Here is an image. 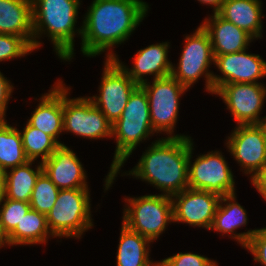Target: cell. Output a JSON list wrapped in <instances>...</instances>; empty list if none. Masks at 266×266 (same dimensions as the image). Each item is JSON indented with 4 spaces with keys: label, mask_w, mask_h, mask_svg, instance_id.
Instances as JSON below:
<instances>
[{
    "label": "cell",
    "mask_w": 266,
    "mask_h": 266,
    "mask_svg": "<svg viewBox=\"0 0 266 266\" xmlns=\"http://www.w3.org/2000/svg\"><path fill=\"white\" fill-rule=\"evenodd\" d=\"M120 234L117 266H151L154 263L149 260V239L132 231L123 223Z\"/></svg>",
    "instance_id": "23"
},
{
    "label": "cell",
    "mask_w": 266,
    "mask_h": 266,
    "mask_svg": "<svg viewBox=\"0 0 266 266\" xmlns=\"http://www.w3.org/2000/svg\"><path fill=\"white\" fill-rule=\"evenodd\" d=\"M144 88L150 109V118L154 132L170 134L169 138H183L185 135H173L179 110V97L188 89L171 75L153 79L141 84Z\"/></svg>",
    "instance_id": "7"
},
{
    "label": "cell",
    "mask_w": 266,
    "mask_h": 266,
    "mask_svg": "<svg viewBox=\"0 0 266 266\" xmlns=\"http://www.w3.org/2000/svg\"><path fill=\"white\" fill-rule=\"evenodd\" d=\"M154 134L150 118L148 98L144 88L138 85L131 95L121 117L112 124V137L116 138L114 160L106 176L105 190L109 189L119 169L136 149V146Z\"/></svg>",
    "instance_id": "4"
},
{
    "label": "cell",
    "mask_w": 266,
    "mask_h": 266,
    "mask_svg": "<svg viewBox=\"0 0 266 266\" xmlns=\"http://www.w3.org/2000/svg\"><path fill=\"white\" fill-rule=\"evenodd\" d=\"M173 222L211 228L221 196L205 190L186 188L171 197Z\"/></svg>",
    "instance_id": "13"
},
{
    "label": "cell",
    "mask_w": 266,
    "mask_h": 266,
    "mask_svg": "<svg viewBox=\"0 0 266 266\" xmlns=\"http://www.w3.org/2000/svg\"><path fill=\"white\" fill-rule=\"evenodd\" d=\"M59 188L42 172L36 180L30 198L31 209L47 215L54 206L59 194Z\"/></svg>",
    "instance_id": "28"
},
{
    "label": "cell",
    "mask_w": 266,
    "mask_h": 266,
    "mask_svg": "<svg viewBox=\"0 0 266 266\" xmlns=\"http://www.w3.org/2000/svg\"><path fill=\"white\" fill-rule=\"evenodd\" d=\"M203 4H209L214 8V13H218L222 7L224 0H198Z\"/></svg>",
    "instance_id": "36"
},
{
    "label": "cell",
    "mask_w": 266,
    "mask_h": 266,
    "mask_svg": "<svg viewBox=\"0 0 266 266\" xmlns=\"http://www.w3.org/2000/svg\"><path fill=\"white\" fill-rule=\"evenodd\" d=\"M63 82L57 81L49 93L42 95L39 105L33 111L28 124L42 132L52 136L58 141L63 131Z\"/></svg>",
    "instance_id": "19"
},
{
    "label": "cell",
    "mask_w": 266,
    "mask_h": 266,
    "mask_svg": "<svg viewBox=\"0 0 266 266\" xmlns=\"http://www.w3.org/2000/svg\"><path fill=\"white\" fill-rule=\"evenodd\" d=\"M50 235L46 215L30 209L7 237L10 245H31L46 243Z\"/></svg>",
    "instance_id": "25"
},
{
    "label": "cell",
    "mask_w": 266,
    "mask_h": 266,
    "mask_svg": "<svg viewBox=\"0 0 266 266\" xmlns=\"http://www.w3.org/2000/svg\"><path fill=\"white\" fill-rule=\"evenodd\" d=\"M32 162L11 168L6 171L5 198L29 202L33 188L39 175L43 172L42 163L36 170L32 169Z\"/></svg>",
    "instance_id": "24"
},
{
    "label": "cell",
    "mask_w": 266,
    "mask_h": 266,
    "mask_svg": "<svg viewBox=\"0 0 266 266\" xmlns=\"http://www.w3.org/2000/svg\"><path fill=\"white\" fill-rule=\"evenodd\" d=\"M193 146L190 148L188 159V187L196 190H205L225 196L235 193L233 174L219 152H209L200 155L191 164Z\"/></svg>",
    "instance_id": "11"
},
{
    "label": "cell",
    "mask_w": 266,
    "mask_h": 266,
    "mask_svg": "<svg viewBox=\"0 0 266 266\" xmlns=\"http://www.w3.org/2000/svg\"><path fill=\"white\" fill-rule=\"evenodd\" d=\"M88 188L59 190L57 200L46 215L52 237H78L93 226Z\"/></svg>",
    "instance_id": "5"
},
{
    "label": "cell",
    "mask_w": 266,
    "mask_h": 266,
    "mask_svg": "<svg viewBox=\"0 0 266 266\" xmlns=\"http://www.w3.org/2000/svg\"><path fill=\"white\" fill-rule=\"evenodd\" d=\"M137 86L115 59H106L99 96L88 98L113 124L121 117L129 96Z\"/></svg>",
    "instance_id": "9"
},
{
    "label": "cell",
    "mask_w": 266,
    "mask_h": 266,
    "mask_svg": "<svg viewBox=\"0 0 266 266\" xmlns=\"http://www.w3.org/2000/svg\"><path fill=\"white\" fill-rule=\"evenodd\" d=\"M168 42L149 45L144 49H140L135 54L134 65L132 69H128L120 63L117 55L111 50L106 59H115L138 85L146 82L145 75H154L153 79L164 78L171 74L173 64L167 59L168 57Z\"/></svg>",
    "instance_id": "17"
},
{
    "label": "cell",
    "mask_w": 266,
    "mask_h": 266,
    "mask_svg": "<svg viewBox=\"0 0 266 266\" xmlns=\"http://www.w3.org/2000/svg\"><path fill=\"white\" fill-rule=\"evenodd\" d=\"M251 179L253 186H255L261 196L266 200V164Z\"/></svg>",
    "instance_id": "34"
},
{
    "label": "cell",
    "mask_w": 266,
    "mask_h": 266,
    "mask_svg": "<svg viewBox=\"0 0 266 266\" xmlns=\"http://www.w3.org/2000/svg\"><path fill=\"white\" fill-rule=\"evenodd\" d=\"M142 0H94L89 7L81 35V51L96 56L128 39L148 11Z\"/></svg>",
    "instance_id": "1"
},
{
    "label": "cell",
    "mask_w": 266,
    "mask_h": 266,
    "mask_svg": "<svg viewBox=\"0 0 266 266\" xmlns=\"http://www.w3.org/2000/svg\"><path fill=\"white\" fill-rule=\"evenodd\" d=\"M9 246V241H8V237L7 235L4 233L3 229H2V226L0 224V247H3V245H6V244Z\"/></svg>",
    "instance_id": "37"
},
{
    "label": "cell",
    "mask_w": 266,
    "mask_h": 266,
    "mask_svg": "<svg viewBox=\"0 0 266 266\" xmlns=\"http://www.w3.org/2000/svg\"><path fill=\"white\" fill-rule=\"evenodd\" d=\"M214 94L219 95L237 125L257 124L266 98L262 83H230L222 85Z\"/></svg>",
    "instance_id": "12"
},
{
    "label": "cell",
    "mask_w": 266,
    "mask_h": 266,
    "mask_svg": "<svg viewBox=\"0 0 266 266\" xmlns=\"http://www.w3.org/2000/svg\"><path fill=\"white\" fill-rule=\"evenodd\" d=\"M3 202V204H2ZM0 205V224L4 233L8 236L17 224H20L23 216L31 209L29 202H22L4 198Z\"/></svg>",
    "instance_id": "29"
},
{
    "label": "cell",
    "mask_w": 266,
    "mask_h": 266,
    "mask_svg": "<svg viewBox=\"0 0 266 266\" xmlns=\"http://www.w3.org/2000/svg\"><path fill=\"white\" fill-rule=\"evenodd\" d=\"M185 47L179 59L178 67L172 66L171 76L187 89L194 84L201 75L206 78V91L214 94L212 72L209 65L214 62L212 45L208 33L200 25L193 35L186 36Z\"/></svg>",
    "instance_id": "8"
},
{
    "label": "cell",
    "mask_w": 266,
    "mask_h": 266,
    "mask_svg": "<svg viewBox=\"0 0 266 266\" xmlns=\"http://www.w3.org/2000/svg\"><path fill=\"white\" fill-rule=\"evenodd\" d=\"M254 256V261L266 266V227L257 229L245 247Z\"/></svg>",
    "instance_id": "32"
},
{
    "label": "cell",
    "mask_w": 266,
    "mask_h": 266,
    "mask_svg": "<svg viewBox=\"0 0 266 266\" xmlns=\"http://www.w3.org/2000/svg\"><path fill=\"white\" fill-rule=\"evenodd\" d=\"M0 34L18 35L33 47L31 0H0Z\"/></svg>",
    "instance_id": "20"
},
{
    "label": "cell",
    "mask_w": 266,
    "mask_h": 266,
    "mask_svg": "<svg viewBox=\"0 0 266 266\" xmlns=\"http://www.w3.org/2000/svg\"><path fill=\"white\" fill-rule=\"evenodd\" d=\"M63 84V131L88 139L112 137V124L88 97L69 99ZM67 88V89H66Z\"/></svg>",
    "instance_id": "10"
},
{
    "label": "cell",
    "mask_w": 266,
    "mask_h": 266,
    "mask_svg": "<svg viewBox=\"0 0 266 266\" xmlns=\"http://www.w3.org/2000/svg\"><path fill=\"white\" fill-rule=\"evenodd\" d=\"M258 127L261 129L264 138L266 140V116L264 117V119H260V121L257 123Z\"/></svg>",
    "instance_id": "38"
},
{
    "label": "cell",
    "mask_w": 266,
    "mask_h": 266,
    "mask_svg": "<svg viewBox=\"0 0 266 266\" xmlns=\"http://www.w3.org/2000/svg\"><path fill=\"white\" fill-rule=\"evenodd\" d=\"M22 144L27 158L37 160L41 156V163L47 160L60 144L50 135L30 126L28 123L23 128Z\"/></svg>",
    "instance_id": "27"
},
{
    "label": "cell",
    "mask_w": 266,
    "mask_h": 266,
    "mask_svg": "<svg viewBox=\"0 0 266 266\" xmlns=\"http://www.w3.org/2000/svg\"><path fill=\"white\" fill-rule=\"evenodd\" d=\"M216 65L222 76L212 75L214 93L224 84L258 83L266 76V61L259 55L246 53V49L236 53L214 55Z\"/></svg>",
    "instance_id": "14"
},
{
    "label": "cell",
    "mask_w": 266,
    "mask_h": 266,
    "mask_svg": "<svg viewBox=\"0 0 266 266\" xmlns=\"http://www.w3.org/2000/svg\"><path fill=\"white\" fill-rule=\"evenodd\" d=\"M151 266H162V264H161V261H160V262L153 263Z\"/></svg>",
    "instance_id": "39"
},
{
    "label": "cell",
    "mask_w": 266,
    "mask_h": 266,
    "mask_svg": "<svg viewBox=\"0 0 266 266\" xmlns=\"http://www.w3.org/2000/svg\"><path fill=\"white\" fill-rule=\"evenodd\" d=\"M244 173L255 175L266 164V140L257 124L237 125L226 143Z\"/></svg>",
    "instance_id": "15"
},
{
    "label": "cell",
    "mask_w": 266,
    "mask_h": 266,
    "mask_svg": "<svg viewBox=\"0 0 266 266\" xmlns=\"http://www.w3.org/2000/svg\"><path fill=\"white\" fill-rule=\"evenodd\" d=\"M13 92V86L0 72V119H5L6 107Z\"/></svg>",
    "instance_id": "33"
},
{
    "label": "cell",
    "mask_w": 266,
    "mask_h": 266,
    "mask_svg": "<svg viewBox=\"0 0 266 266\" xmlns=\"http://www.w3.org/2000/svg\"><path fill=\"white\" fill-rule=\"evenodd\" d=\"M224 203V205H222ZM247 214L246 210L236 202V196L234 194H229L221 196L219 201L212 225L210 229L224 234L230 233L232 238L236 239L244 248L247 245L249 239L257 231L248 230L244 233H234L235 229L243 227L247 224ZM233 233V234H232Z\"/></svg>",
    "instance_id": "21"
},
{
    "label": "cell",
    "mask_w": 266,
    "mask_h": 266,
    "mask_svg": "<svg viewBox=\"0 0 266 266\" xmlns=\"http://www.w3.org/2000/svg\"><path fill=\"white\" fill-rule=\"evenodd\" d=\"M6 170L0 167V202L5 198Z\"/></svg>",
    "instance_id": "35"
},
{
    "label": "cell",
    "mask_w": 266,
    "mask_h": 266,
    "mask_svg": "<svg viewBox=\"0 0 266 266\" xmlns=\"http://www.w3.org/2000/svg\"><path fill=\"white\" fill-rule=\"evenodd\" d=\"M125 201L128 206L124 209L122 223L151 242L162 234L169 222H173V203L170 196L162 193L150 194Z\"/></svg>",
    "instance_id": "6"
},
{
    "label": "cell",
    "mask_w": 266,
    "mask_h": 266,
    "mask_svg": "<svg viewBox=\"0 0 266 266\" xmlns=\"http://www.w3.org/2000/svg\"><path fill=\"white\" fill-rule=\"evenodd\" d=\"M28 161L20 131L0 119V167L7 171Z\"/></svg>",
    "instance_id": "26"
},
{
    "label": "cell",
    "mask_w": 266,
    "mask_h": 266,
    "mask_svg": "<svg viewBox=\"0 0 266 266\" xmlns=\"http://www.w3.org/2000/svg\"><path fill=\"white\" fill-rule=\"evenodd\" d=\"M208 33L213 55L236 53L248 49L253 38L244 30L214 13L201 25Z\"/></svg>",
    "instance_id": "18"
},
{
    "label": "cell",
    "mask_w": 266,
    "mask_h": 266,
    "mask_svg": "<svg viewBox=\"0 0 266 266\" xmlns=\"http://www.w3.org/2000/svg\"><path fill=\"white\" fill-rule=\"evenodd\" d=\"M162 266H217L216 261H212L205 256L194 253H177L161 261Z\"/></svg>",
    "instance_id": "31"
},
{
    "label": "cell",
    "mask_w": 266,
    "mask_h": 266,
    "mask_svg": "<svg viewBox=\"0 0 266 266\" xmlns=\"http://www.w3.org/2000/svg\"><path fill=\"white\" fill-rule=\"evenodd\" d=\"M260 0H224L218 14L232 22L253 39L262 37V9Z\"/></svg>",
    "instance_id": "22"
},
{
    "label": "cell",
    "mask_w": 266,
    "mask_h": 266,
    "mask_svg": "<svg viewBox=\"0 0 266 266\" xmlns=\"http://www.w3.org/2000/svg\"><path fill=\"white\" fill-rule=\"evenodd\" d=\"M31 1L33 49H39L41 43L36 38L46 32L52 39L56 55L62 60L70 61L74 54V26L77 23L80 0Z\"/></svg>",
    "instance_id": "3"
},
{
    "label": "cell",
    "mask_w": 266,
    "mask_h": 266,
    "mask_svg": "<svg viewBox=\"0 0 266 266\" xmlns=\"http://www.w3.org/2000/svg\"><path fill=\"white\" fill-rule=\"evenodd\" d=\"M33 50V47L23 37L0 34V62L25 56Z\"/></svg>",
    "instance_id": "30"
},
{
    "label": "cell",
    "mask_w": 266,
    "mask_h": 266,
    "mask_svg": "<svg viewBox=\"0 0 266 266\" xmlns=\"http://www.w3.org/2000/svg\"><path fill=\"white\" fill-rule=\"evenodd\" d=\"M43 172L60 189L88 188L83 165L65 144L42 162Z\"/></svg>",
    "instance_id": "16"
},
{
    "label": "cell",
    "mask_w": 266,
    "mask_h": 266,
    "mask_svg": "<svg viewBox=\"0 0 266 266\" xmlns=\"http://www.w3.org/2000/svg\"><path fill=\"white\" fill-rule=\"evenodd\" d=\"M191 137L161 138L151 144L127 175L149 182L163 195L174 196L188 188Z\"/></svg>",
    "instance_id": "2"
}]
</instances>
